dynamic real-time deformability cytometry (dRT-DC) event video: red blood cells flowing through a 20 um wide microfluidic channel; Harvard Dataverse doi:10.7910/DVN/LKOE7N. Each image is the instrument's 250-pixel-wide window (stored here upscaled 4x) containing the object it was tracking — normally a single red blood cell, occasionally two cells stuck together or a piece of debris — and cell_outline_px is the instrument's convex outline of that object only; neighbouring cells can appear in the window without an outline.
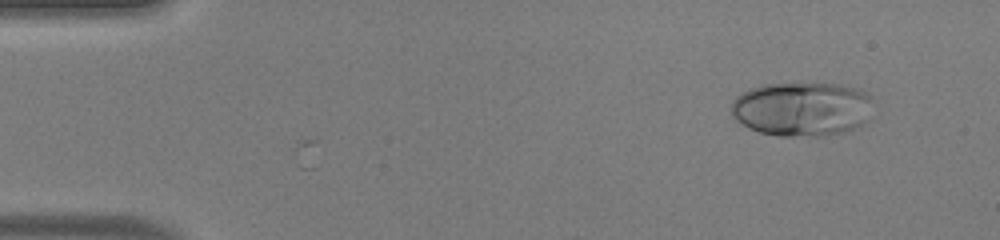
{"species": "human", "species_latin": "Homo sapiens", "temperature_condition": "warm", "stored_images_in_passage": 47, "camera_frame_rate_fps": 3000, "um_per_image_px": 0.085, "donor": {"sex": "male"}, "frame": {"image": 1, "passage_image": 2, "time_ms": 0.333, "image_size_px": [1000, 240], "cell_outline_px": [[868, 120], [860, 128], [844, 132], [824, 136], [780, 136], [760, 132], [748, 128], [740, 124], [732, 116], [732, 100], [736, 96], [752, 88], [764, 84], [840, 84], [856, 88], [868, 92]], "centroid_in_image_um": [68.15, 9.28], "position_along_channel_um": 16.9, "area_um2": 44.85}}
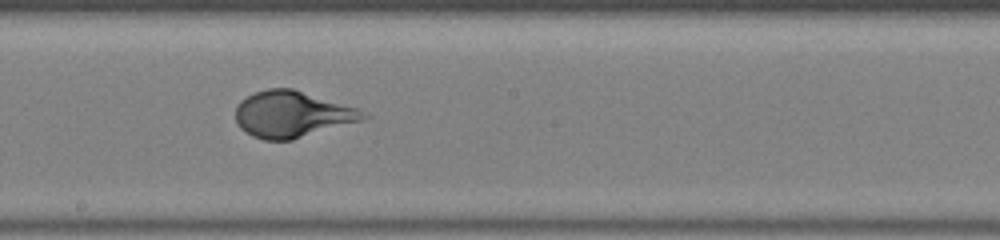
{"frame": {"image": 2, "passage_image": 25, "time_ms": 8.0, "image_size_px": [1000, 240], "cell_outline_px": [[372, 116], [360, 120], [292, 140], [264, 140], [252, 136], [240, 128], [236, 120], [236, 104], [240, 100], [256, 92], [268, 88], [292, 88], [360, 108]], "centroid_in_image_um": [24.83, 9.7], "position_along_channel_um": 223.4, "area_um2": 34.45}}
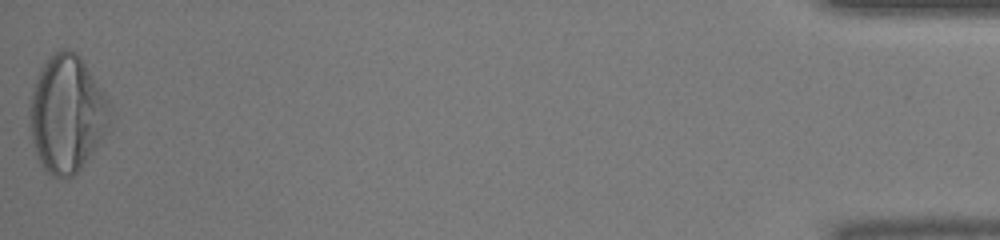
{"frame": {"image": 3, "passage_image": 47, "time_ms": 15.333, "image_size_px": [1000, 240], "cell_outline_px": [[112, 112], [104, 132], [92, 152], [80, 168], [72, 176], [52, 176], [44, 168], [36, 156], [32, 140], [28, 116], [28, 108], [32, 88], [36, 76], [40, 68], [52, 52], [60, 48], [68, 48], [76, 52], [80, 56], [104, 96]], "centroid_in_image_um": [5.61, 9.63], "position_along_channel_um": 429.6, "area_um2": 54.1}, "authors_computed_cell_mechanics": {"area_um2": 38.8416, "velocity_mm_per_s": 4.1191, "shape_relaxation_time_tau1_ms": 3.0787, "shape_relaxation_time_tau2_ms": null, "deformation_change_tau1": 0.2166, "deformation_change_tau2": null}}